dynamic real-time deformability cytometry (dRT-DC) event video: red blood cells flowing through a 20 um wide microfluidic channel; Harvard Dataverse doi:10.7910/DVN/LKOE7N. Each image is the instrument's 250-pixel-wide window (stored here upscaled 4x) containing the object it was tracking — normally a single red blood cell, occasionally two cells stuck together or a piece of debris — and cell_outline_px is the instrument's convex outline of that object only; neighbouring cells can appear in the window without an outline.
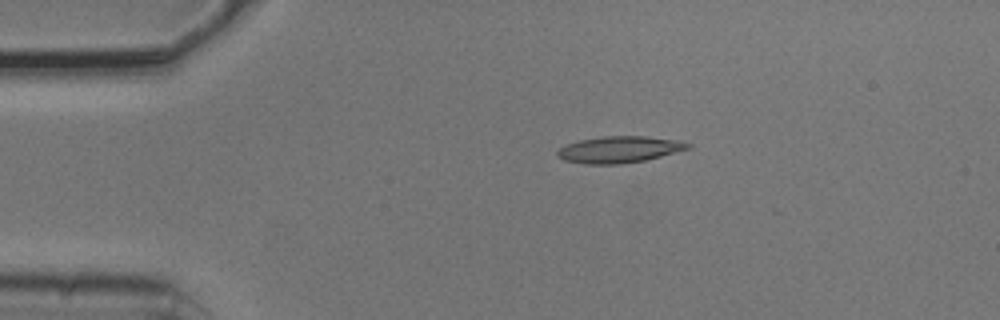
{"species": "common noctule bat (a hibernating species)", "species_latin": "Nyctalus noctula", "temperature_condition": "cold", "stored_images_in_passage": 4, "camera_frame_rate_fps": 3000, "um_per_image_px": 0.085, "animal": {"sex": "male", "body_mass_g": 20.5, "forearm_length_mm": 52.5}, "frame": {"image": 1, "passage_image": 3, "time_ms": 0.667, "image_size_px": [1000, 320], "cell_outline_px": [[692, 148], [644, 160], [620, 164], [584, 164], [564, 160], [556, 156], [556, 152], [560, 148], [568, 144], [580, 140], [604, 136], [644, 136], [680, 140], [692, 144]], "centroid_in_image_um": [52.66, 12.71], "position_along_channel_um": 32.3, "area_um2": 20.17}}